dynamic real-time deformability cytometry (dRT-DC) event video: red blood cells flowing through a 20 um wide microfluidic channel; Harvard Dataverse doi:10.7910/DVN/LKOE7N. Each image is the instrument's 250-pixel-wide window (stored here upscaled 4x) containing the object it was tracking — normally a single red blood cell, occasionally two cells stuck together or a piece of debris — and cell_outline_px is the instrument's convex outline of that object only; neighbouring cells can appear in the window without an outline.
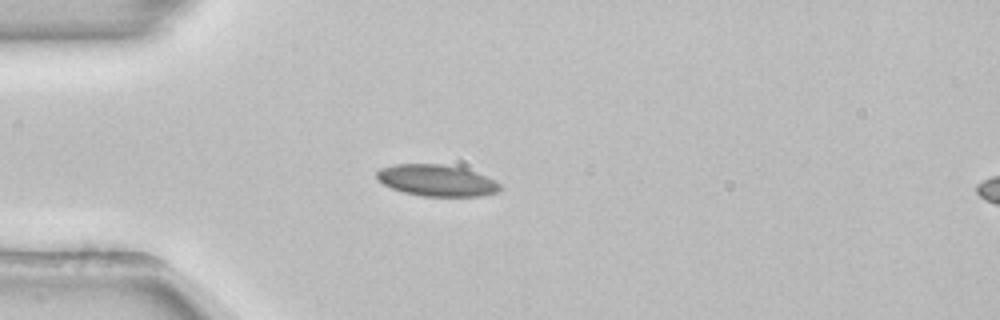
{"species": "common noctule bat (a hibernating species)", "species_latin": "Nyctalus noctula", "temperature_condition": "room temperature", "stored_images_in_passage": 45, "camera_frame_rate_fps": 3000, "um_per_image_px": 0.085, "animal": {"sex": "female", "body_mass_g": 22.7, "forearm_length_mm": 54.2}, "frame": {"image": 1, "passage_image": 14, "time_ms": 4.333, "image_size_px": [1000, 320], "cell_outline_px": [[504, 188], [500, 192], [484, 196], [424, 196], [404, 192], [392, 188], [384, 184], [376, 176], [376, 172], [380, 168], [392, 164], [444, 164], [464, 168], [476, 172], [500, 184]], "centroid_in_image_um": [37.15, 15.34], "position_along_channel_um": 47.9, "area_um2": 22.66}, "authors_computed_cell_mechanics": {"area_um2": 21.9062, "velocity_mm_per_s": 3.8696, "shape_relaxation_time_tau1_ms": null, "shape_relaxation_time_tau2_ms": 2.8892, "deformation_change_tau1": null, "deformation_change_tau2": 0.0514}}